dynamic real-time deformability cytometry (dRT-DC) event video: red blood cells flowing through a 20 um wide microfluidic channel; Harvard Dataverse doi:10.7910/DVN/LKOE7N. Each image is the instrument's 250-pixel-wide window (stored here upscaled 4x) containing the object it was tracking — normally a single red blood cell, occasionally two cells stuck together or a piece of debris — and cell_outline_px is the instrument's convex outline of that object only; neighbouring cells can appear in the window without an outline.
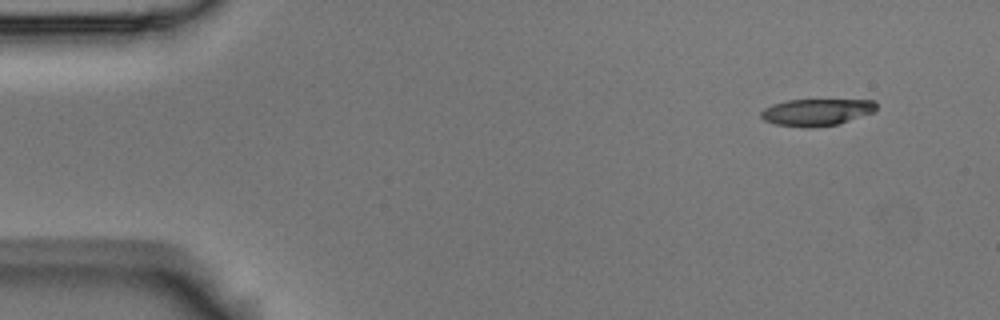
{"species": "Egyptian fruit bat (a non-hibernating species)", "species_latin": "Rousettus aegyptiacus", "temperature_condition": "room temperature", "stored_images_in_passage": 4, "camera_frame_rate_fps": 3000, "um_per_image_px": 0.085, "animal": {"sex": "male"}, "frame": {"image": 1, "passage_image": 1, "time_ms": 0.0, "image_size_px": [1000, 320], "cell_outline_px": [[876, 108], [872, 112], [840, 124], [812, 128], [804, 128], [776, 124], [764, 120], [760, 116], [760, 112], [764, 108], [772, 104], [788, 100], [872, 100], [876, 104]], "centroid_in_image_um": [69.37, 9.55], "position_along_channel_um": 15.6, "area_um2": 18.09}}
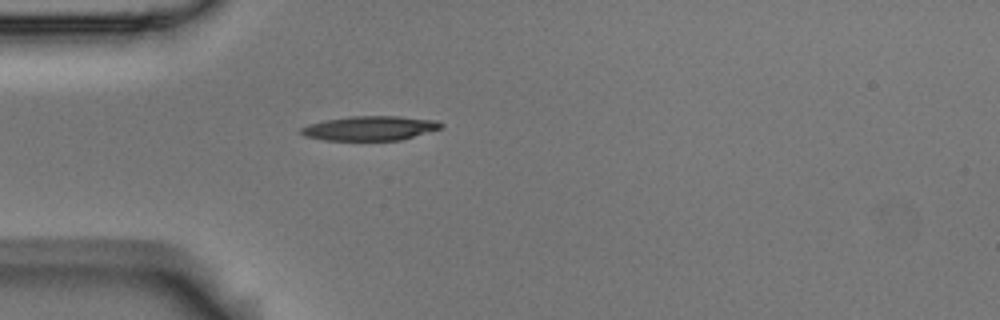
{"frame": {"image": 2, "passage_image": 4, "time_ms": 1.0, "image_size_px": [1000, 320], "cell_outline_px": [[444, 124], [440, 128], [400, 140], [324, 140], [304, 136], [300, 132], [300, 128], [308, 124], [324, 120], [352, 116], [400, 116], [436, 120]], "centroid_in_image_um": [31.41, 10.89], "position_along_channel_um": 53.6, "area_um2": 19.83}}